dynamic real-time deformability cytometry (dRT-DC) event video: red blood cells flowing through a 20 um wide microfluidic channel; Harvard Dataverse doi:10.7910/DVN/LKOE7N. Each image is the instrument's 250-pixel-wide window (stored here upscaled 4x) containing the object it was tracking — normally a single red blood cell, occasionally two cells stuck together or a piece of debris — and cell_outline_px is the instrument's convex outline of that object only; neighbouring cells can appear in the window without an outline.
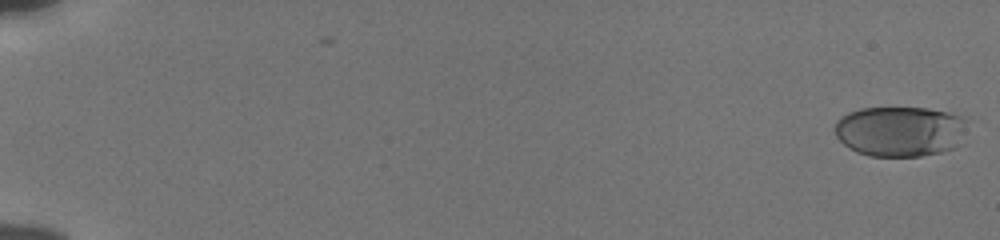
{"species": "human", "species_latin": "Homo sapiens", "temperature_condition": "cold", "stored_images_in_passage": 55, "camera_frame_rate_fps": 3000, "um_per_image_px": 0.085, "donor": {"sex": "male"}, "frame": {"image": 1, "passage_image": 1, "time_ms": 0.0, "image_size_px": [1000, 240], "cell_outline_px": [[964, 120], [956, 148], [940, 152], [920, 156], [868, 156], [856, 152], [848, 148], [836, 136], [832, 128], [836, 120], [840, 116], [848, 112], [860, 108], [928, 108], [948, 112], [960, 116]], "centroid_in_image_um": [76.38, 11.16], "position_along_channel_um": 8.6, "area_um2": 38.73}}
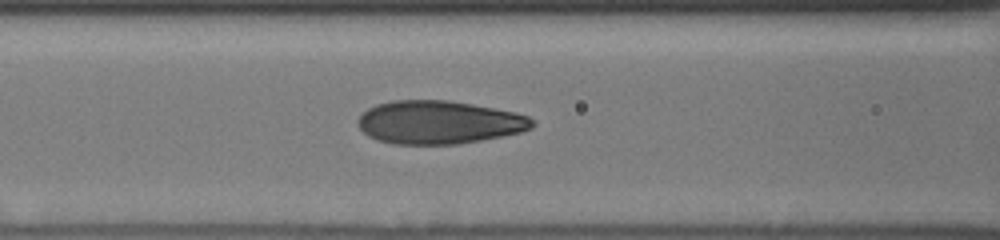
{"frame": {"image": 2, "passage_image": 26, "time_ms": 8.333, "image_size_px": [1000, 240], "cell_outline_px": [[536, 124], [532, 128], [520, 132], [480, 140], [456, 144], [392, 144], [376, 140], [368, 136], [360, 128], [356, 120], [368, 108], [376, 104], [392, 100], [448, 100], [472, 104], [516, 112], [528, 116]], "centroid_in_image_um": [37.29, 10.39], "position_along_channel_um": 129.3, "area_um2": 43.93}}
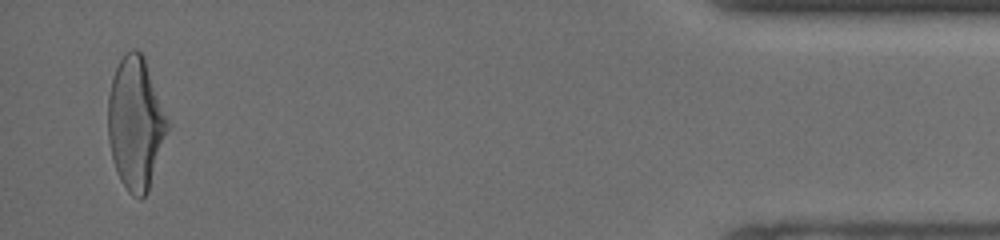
{"frame": {"image": 3, "passage_image": 54, "time_ms": 17.667, "image_size_px": [1000, 240], "cell_outline_px": [[172, 124], [148, 192], [140, 200], [132, 196], [128, 192], [120, 180], [112, 160], [108, 140], [108, 96], [112, 76], [124, 52], [132, 48], [136, 48], [144, 56]], "centroid_in_image_um": [11.56, 10.48], "position_along_channel_um": 423.6, "area_um2": 47.16}, "authors_computed_cell_mechanics": {"area_um2": 42.8876, "velocity_mm_per_s": 3.8554, "shape_relaxation_time_tau1_ms": 3.925, "shape_relaxation_time_tau2_ms": 0.6668, "deformation_change_tau1": 0.1743, "deformation_change_tau2": 0.0639}}